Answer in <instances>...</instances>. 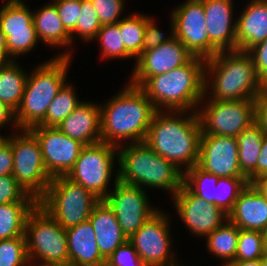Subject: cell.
I'll return each instance as SVG.
<instances>
[{
	"label": "cell",
	"mask_w": 267,
	"mask_h": 266,
	"mask_svg": "<svg viewBox=\"0 0 267 266\" xmlns=\"http://www.w3.org/2000/svg\"><path fill=\"white\" fill-rule=\"evenodd\" d=\"M186 112L156 111L144 141L183 173L198 163L202 135L197 112Z\"/></svg>",
	"instance_id": "obj_1"
},
{
	"label": "cell",
	"mask_w": 267,
	"mask_h": 266,
	"mask_svg": "<svg viewBox=\"0 0 267 266\" xmlns=\"http://www.w3.org/2000/svg\"><path fill=\"white\" fill-rule=\"evenodd\" d=\"M118 93L100 107L101 141L116 147L123 140L144 142L156 109L139 86L129 83Z\"/></svg>",
	"instance_id": "obj_2"
},
{
	"label": "cell",
	"mask_w": 267,
	"mask_h": 266,
	"mask_svg": "<svg viewBox=\"0 0 267 266\" xmlns=\"http://www.w3.org/2000/svg\"><path fill=\"white\" fill-rule=\"evenodd\" d=\"M205 59L194 56L168 73L148 77L139 87L156 111H196L205 95Z\"/></svg>",
	"instance_id": "obj_3"
},
{
	"label": "cell",
	"mask_w": 267,
	"mask_h": 266,
	"mask_svg": "<svg viewBox=\"0 0 267 266\" xmlns=\"http://www.w3.org/2000/svg\"><path fill=\"white\" fill-rule=\"evenodd\" d=\"M204 86L206 96L207 90L211 89V100H254L263 83L257 76L250 54L236 49L220 51L205 60Z\"/></svg>",
	"instance_id": "obj_4"
},
{
	"label": "cell",
	"mask_w": 267,
	"mask_h": 266,
	"mask_svg": "<svg viewBox=\"0 0 267 266\" xmlns=\"http://www.w3.org/2000/svg\"><path fill=\"white\" fill-rule=\"evenodd\" d=\"M117 163L118 181L125 184L161 188L173 195L183 185L184 173L145 142L119 146Z\"/></svg>",
	"instance_id": "obj_5"
},
{
	"label": "cell",
	"mask_w": 267,
	"mask_h": 266,
	"mask_svg": "<svg viewBox=\"0 0 267 266\" xmlns=\"http://www.w3.org/2000/svg\"><path fill=\"white\" fill-rule=\"evenodd\" d=\"M72 54L69 51L39 64L27 76V82L19 108L15 112L18 130L38 126L45 118L49 104L66 81Z\"/></svg>",
	"instance_id": "obj_6"
},
{
	"label": "cell",
	"mask_w": 267,
	"mask_h": 266,
	"mask_svg": "<svg viewBox=\"0 0 267 266\" xmlns=\"http://www.w3.org/2000/svg\"><path fill=\"white\" fill-rule=\"evenodd\" d=\"M100 199L66 176L52 178L38 205L64 229L89 221Z\"/></svg>",
	"instance_id": "obj_7"
},
{
	"label": "cell",
	"mask_w": 267,
	"mask_h": 266,
	"mask_svg": "<svg viewBox=\"0 0 267 266\" xmlns=\"http://www.w3.org/2000/svg\"><path fill=\"white\" fill-rule=\"evenodd\" d=\"M25 237L30 266L69 260L66 229L38 204L27 217Z\"/></svg>",
	"instance_id": "obj_8"
},
{
	"label": "cell",
	"mask_w": 267,
	"mask_h": 266,
	"mask_svg": "<svg viewBox=\"0 0 267 266\" xmlns=\"http://www.w3.org/2000/svg\"><path fill=\"white\" fill-rule=\"evenodd\" d=\"M22 131V132H21ZM14 136H3L13 151L12 175L24 190L37 201L45 194L52 178L42 157L40 144L29 130H19Z\"/></svg>",
	"instance_id": "obj_9"
},
{
	"label": "cell",
	"mask_w": 267,
	"mask_h": 266,
	"mask_svg": "<svg viewBox=\"0 0 267 266\" xmlns=\"http://www.w3.org/2000/svg\"><path fill=\"white\" fill-rule=\"evenodd\" d=\"M115 156L118 159V147L114 145L102 141L85 145L66 177L104 200L111 191L108 185Z\"/></svg>",
	"instance_id": "obj_10"
},
{
	"label": "cell",
	"mask_w": 267,
	"mask_h": 266,
	"mask_svg": "<svg viewBox=\"0 0 267 266\" xmlns=\"http://www.w3.org/2000/svg\"><path fill=\"white\" fill-rule=\"evenodd\" d=\"M206 104L197 109L202 135L237 137L255 123L254 100L209 99Z\"/></svg>",
	"instance_id": "obj_11"
},
{
	"label": "cell",
	"mask_w": 267,
	"mask_h": 266,
	"mask_svg": "<svg viewBox=\"0 0 267 266\" xmlns=\"http://www.w3.org/2000/svg\"><path fill=\"white\" fill-rule=\"evenodd\" d=\"M114 176V189L104 200L112 208L118 224L129 239L159 209L150 205L145 189L118 181V173Z\"/></svg>",
	"instance_id": "obj_12"
},
{
	"label": "cell",
	"mask_w": 267,
	"mask_h": 266,
	"mask_svg": "<svg viewBox=\"0 0 267 266\" xmlns=\"http://www.w3.org/2000/svg\"><path fill=\"white\" fill-rule=\"evenodd\" d=\"M168 219L167 213L159 210L128 239L148 266H179L171 247Z\"/></svg>",
	"instance_id": "obj_13"
},
{
	"label": "cell",
	"mask_w": 267,
	"mask_h": 266,
	"mask_svg": "<svg viewBox=\"0 0 267 266\" xmlns=\"http://www.w3.org/2000/svg\"><path fill=\"white\" fill-rule=\"evenodd\" d=\"M29 131L40 144L43 162L51 178L66 176L73 168L83 147L56 127L35 126Z\"/></svg>",
	"instance_id": "obj_14"
},
{
	"label": "cell",
	"mask_w": 267,
	"mask_h": 266,
	"mask_svg": "<svg viewBox=\"0 0 267 266\" xmlns=\"http://www.w3.org/2000/svg\"><path fill=\"white\" fill-rule=\"evenodd\" d=\"M174 36L196 57L210 58L203 0H187L171 12Z\"/></svg>",
	"instance_id": "obj_15"
},
{
	"label": "cell",
	"mask_w": 267,
	"mask_h": 266,
	"mask_svg": "<svg viewBox=\"0 0 267 266\" xmlns=\"http://www.w3.org/2000/svg\"><path fill=\"white\" fill-rule=\"evenodd\" d=\"M172 199L182 223L196 236L206 237L228 220L224 211L193 194L184 184Z\"/></svg>",
	"instance_id": "obj_16"
},
{
	"label": "cell",
	"mask_w": 267,
	"mask_h": 266,
	"mask_svg": "<svg viewBox=\"0 0 267 266\" xmlns=\"http://www.w3.org/2000/svg\"><path fill=\"white\" fill-rule=\"evenodd\" d=\"M194 55L177 38L144 51L136 58L130 84L140 86L148 77L168 73L187 64Z\"/></svg>",
	"instance_id": "obj_17"
},
{
	"label": "cell",
	"mask_w": 267,
	"mask_h": 266,
	"mask_svg": "<svg viewBox=\"0 0 267 266\" xmlns=\"http://www.w3.org/2000/svg\"><path fill=\"white\" fill-rule=\"evenodd\" d=\"M197 165L219 178H246L240 170L236 137L201 135Z\"/></svg>",
	"instance_id": "obj_18"
},
{
	"label": "cell",
	"mask_w": 267,
	"mask_h": 266,
	"mask_svg": "<svg viewBox=\"0 0 267 266\" xmlns=\"http://www.w3.org/2000/svg\"><path fill=\"white\" fill-rule=\"evenodd\" d=\"M232 1L203 0L205 23L210 40V58L220 51L237 49L236 21L232 20L234 19Z\"/></svg>",
	"instance_id": "obj_19"
},
{
	"label": "cell",
	"mask_w": 267,
	"mask_h": 266,
	"mask_svg": "<svg viewBox=\"0 0 267 266\" xmlns=\"http://www.w3.org/2000/svg\"><path fill=\"white\" fill-rule=\"evenodd\" d=\"M101 105L82 102L56 128L84 145L101 142Z\"/></svg>",
	"instance_id": "obj_20"
},
{
	"label": "cell",
	"mask_w": 267,
	"mask_h": 266,
	"mask_svg": "<svg viewBox=\"0 0 267 266\" xmlns=\"http://www.w3.org/2000/svg\"><path fill=\"white\" fill-rule=\"evenodd\" d=\"M228 220L239 229L262 232L267 225V200L248 183L235 201Z\"/></svg>",
	"instance_id": "obj_21"
},
{
	"label": "cell",
	"mask_w": 267,
	"mask_h": 266,
	"mask_svg": "<svg viewBox=\"0 0 267 266\" xmlns=\"http://www.w3.org/2000/svg\"><path fill=\"white\" fill-rule=\"evenodd\" d=\"M236 20L237 49L247 51L267 39V0H251Z\"/></svg>",
	"instance_id": "obj_22"
},
{
	"label": "cell",
	"mask_w": 267,
	"mask_h": 266,
	"mask_svg": "<svg viewBox=\"0 0 267 266\" xmlns=\"http://www.w3.org/2000/svg\"><path fill=\"white\" fill-rule=\"evenodd\" d=\"M89 221L95 231L99 251L106 260L128 240L118 224L112 208L105 200H100L95 205Z\"/></svg>",
	"instance_id": "obj_23"
},
{
	"label": "cell",
	"mask_w": 267,
	"mask_h": 266,
	"mask_svg": "<svg viewBox=\"0 0 267 266\" xmlns=\"http://www.w3.org/2000/svg\"><path fill=\"white\" fill-rule=\"evenodd\" d=\"M69 260L84 266H105L106 259L101 255L90 221L66 229Z\"/></svg>",
	"instance_id": "obj_24"
},
{
	"label": "cell",
	"mask_w": 267,
	"mask_h": 266,
	"mask_svg": "<svg viewBox=\"0 0 267 266\" xmlns=\"http://www.w3.org/2000/svg\"><path fill=\"white\" fill-rule=\"evenodd\" d=\"M33 22L39 41L51 47H69L73 42L64 28L56 6L51 2L33 12Z\"/></svg>",
	"instance_id": "obj_25"
},
{
	"label": "cell",
	"mask_w": 267,
	"mask_h": 266,
	"mask_svg": "<svg viewBox=\"0 0 267 266\" xmlns=\"http://www.w3.org/2000/svg\"><path fill=\"white\" fill-rule=\"evenodd\" d=\"M264 134L260 127L253 123L237 137L238 159L242 174L251 183L257 178V161L261 152Z\"/></svg>",
	"instance_id": "obj_26"
},
{
	"label": "cell",
	"mask_w": 267,
	"mask_h": 266,
	"mask_svg": "<svg viewBox=\"0 0 267 266\" xmlns=\"http://www.w3.org/2000/svg\"><path fill=\"white\" fill-rule=\"evenodd\" d=\"M17 61H4L0 65V101L14 112L19 108L27 76Z\"/></svg>",
	"instance_id": "obj_27"
},
{
	"label": "cell",
	"mask_w": 267,
	"mask_h": 266,
	"mask_svg": "<svg viewBox=\"0 0 267 266\" xmlns=\"http://www.w3.org/2000/svg\"><path fill=\"white\" fill-rule=\"evenodd\" d=\"M240 229L229 220H226L219 228L208 236L207 248L214 256L224 261L223 266L235 260Z\"/></svg>",
	"instance_id": "obj_28"
},
{
	"label": "cell",
	"mask_w": 267,
	"mask_h": 266,
	"mask_svg": "<svg viewBox=\"0 0 267 266\" xmlns=\"http://www.w3.org/2000/svg\"><path fill=\"white\" fill-rule=\"evenodd\" d=\"M38 203H7L0 205V240L25 236L29 213Z\"/></svg>",
	"instance_id": "obj_29"
},
{
	"label": "cell",
	"mask_w": 267,
	"mask_h": 266,
	"mask_svg": "<svg viewBox=\"0 0 267 266\" xmlns=\"http://www.w3.org/2000/svg\"><path fill=\"white\" fill-rule=\"evenodd\" d=\"M72 84H64L49 104L45 118L38 126L57 127L67 118L81 103Z\"/></svg>",
	"instance_id": "obj_30"
},
{
	"label": "cell",
	"mask_w": 267,
	"mask_h": 266,
	"mask_svg": "<svg viewBox=\"0 0 267 266\" xmlns=\"http://www.w3.org/2000/svg\"><path fill=\"white\" fill-rule=\"evenodd\" d=\"M1 30L35 29L33 12L22 0H8L0 8Z\"/></svg>",
	"instance_id": "obj_31"
},
{
	"label": "cell",
	"mask_w": 267,
	"mask_h": 266,
	"mask_svg": "<svg viewBox=\"0 0 267 266\" xmlns=\"http://www.w3.org/2000/svg\"><path fill=\"white\" fill-rule=\"evenodd\" d=\"M219 177L201 169L197 164L184 172L183 184L196 196L215 205V189Z\"/></svg>",
	"instance_id": "obj_32"
},
{
	"label": "cell",
	"mask_w": 267,
	"mask_h": 266,
	"mask_svg": "<svg viewBox=\"0 0 267 266\" xmlns=\"http://www.w3.org/2000/svg\"><path fill=\"white\" fill-rule=\"evenodd\" d=\"M146 24V16L134 13L125 16L118 22L125 49L137 58L142 53V41Z\"/></svg>",
	"instance_id": "obj_33"
},
{
	"label": "cell",
	"mask_w": 267,
	"mask_h": 266,
	"mask_svg": "<svg viewBox=\"0 0 267 266\" xmlns=\"http://www.w3.org/2000/svg\"><path fill=\"white\" fill-rule=\"evenodd\" d=\"M95 39L101 44V57L106 59L133 58V56L125 49L118 23L102 25Z\"/></svg>",
	"instance_id": "obj_34"
},
{
	"label": "cell",
	"mask_w": 267,
	"mask_h": 266,
	"mask_svg": "<svg viewBox=\"0 0 267 266\" xmlns=\"http://www.w3.org/2000/svg\"><path fill=\"white\" fill-rule=\"evenodd\" d=\"M247 184V178H219L215 189V206L228 215L233 209L240 192Z\"/></svg>",
	"instance_id": "obj_35"
},
{
	"label": "cell",
	"mask_w": 267,
	"mask_h": 266,
	"mask_svg": "<svg viewBox=\"0 0 267 266\" xmlns=\"http://www.w3.org/2000/svg\"><path fill=\"white\" fill-rule=\"evenodd\" d=\"M6 36L8 61L19 55L27 54L36 47L39 41L36 29L1 30ZM11 57V58H10ZM14 57V58H13Z\"/></svg>",
	"instance_id": "obj_36"
},
{
	"label": "cell",
	"mask_w": 267,
	"mask_h": 266,
	"mask_svg": "<svg viewBox=\"0 0 267 266\" xmlns=\"http://www.w3.org/2000/svg\"><path fill=\"white\" fill-rule=\"evenodd\" d=\"M76 24L75 30L70 34L71 41H74V34L86 42L95 39L98 31L101 29L99 17L91 0H81V13Z\"/></svg>",
	"instance_id": "obj_37"
},
{
	"label": "cell",
	"mask_w": 267,
	"mask_h": 266,
	"mask_svg": "<svg viewBox=\"0 0 267 266\" xmlns=\"http://www.w3.org/2000/svg\"><path fill=\"white\" fill-rule=\"evenodd\" d=\"M264 255L263 233L240 229L235 260H256Z\"/></svg>",
	"instance_id": "obj_38"
},
{
	"label": "cell",
	"mask_w": 267,
	"mask_h": 266,
	"mask_svg": "<svg viewBox=\"0 0 267 266\" xmlns=\"http://www.w3.org/2000/svg\"><path fill=\"white\" fill-rule=\"evenodd\" d=\"M0 266H30L25 236L0 240Z\"/></svg>",
	"instance_id": "obj_39"
},
{
	"label": "cell",
	"mask_w": 267,
	"mask_h": 266,
	"mask_svg": "<svg viewBox=\"0 0 267 266\" xmlns=\"http://www.w3.org/2000/svg\"><path fill=\"white\" fill-rule=\"evenodd\" d=\"M7 203H38L16 181L13 175L0 176V205Z\"/></svg>",
	"instance_id": "obj_40"
},
{
	"label": "cell",
	"mask_w": 267,
	"mask_h": 266,
	"mask_svg": "<svg viewBox=\"0 0 267 266\" xmlns=\"http://www.w3.org/2000/svg\"><path fill=\"white\" fill-rule=\"evenodd\" d=\"M53 4L57 8L64 28L71 34L81 15V0H54Z\"/></svg>",
	"instance_id": "obj_41"
},
{
	"label": "cell",
	"mask_w": 267,
	"mask_h": 266,
	"mask_svg": "<svg viewBox=\"0 0 267 266\" xmlns=\"http://www.w3.org/2000/svg\"><path fill=\"white\" fill-rule=\"evenodd\" d=\"M105 266H148L137 254L132 243L127 240L106 260Z\"/></svg>",
	"instance_id": "obj_42"
},
{
	"label": "cell",
	"mask_w": 267,
	"mask_h": 266,
	"mask_svg": "<svg viewBox=\"0 0 267 266\" xmlns=\"http://www.w3.org/2000/svg\"><path fill=\"white\" fill-rule=\"evenodd\" d=\"M125 0H91L101 25L118 23L121 19Z\"/></svg>",
	"instance_id": "obj_43"
},
{
	"label": "cell",
	"mask_w": 267,
	"mask_h": 266,
	"mask_svg": "<svg viewBox=\"0 0 267 266\" xmlns=\"http://www.w3.org/2000/svg\"><path fill=\"white\" fill-rule=\"evenodd\" d=\"M171 35L168 38L164 37L162 31H160L155 24L153 18L146 16V24L144 30V36L142 41V53L144 51L156 48L164 42L172 40L174 36V23L171 19Z\"/></svg>",
	"instance_id": "obj_44"
},
{
	"label": "cell",
	"mask_w": 267,
	"mask_h": 266,
	"mask_svg": "<svg viewBox=\"0 0 267 266\" xmlns=\"http://www.w3.org/2000/svg\"><path fill=\"white\" fill-rule=\"evenodd\" d=\"M247 52L252 58L259 80L267 84V39L253 45Z\"/></svg>",
	"instance_id": "obj_45"
},
{
	"label": "cell",
	"mask_w": 267,
	"mask_h": 266,
	"mask_svg": "<svg viewBox=\"0 0 267 266\" xmlns=\"http://www.w3.org/2000/svg\"><path fill=\"white\" fill-rule=\"evenodd\" d=\"M254 117L255 123L267 136V84H263L261 91L254 99Z\"/></svg>",
	"instance_id": "obj_46"
},
{
	"label": "cell",
	"mask_w": 267,
	"mask_h": 266,
	"mask_svg": "<svg viewBox=\"0 0 267 266\" xmlns=\"http://www.w3.org/2000/svg\"><path fill=\"white\" fill-rule=\"evenodd\" d=\"M13 162L11 144L2 136L0 137V176L12 175Z\"/></svg>",
	"instance_id": "obj_47"
},
{
	"label": "cell",
	"mask_w": 267,
	"mask_h": 266,
	"mask_svg": "<svg viewBox=\"0 0 267 266\" xmlns=\"http://www.w3.org/2000/svg\"><path fill=\"white\" fill-rule=\"evenodd\" d=\"M10 122H13L12 125L15 126L14 128L18 131L15 122V112L0 101V129ZM0 136L2 137L1 134Z\"/></svg>",
	"instance_id": "obj_48"
},
{
	"label": "cell",
	"mask_w": 267,
	"mask_h": 266,
	"mask_svg": "<svg viewBox=\"0 0 267 266\" xmlns=\"http://www.w3.org/2000/svg\"><path fill=\"white\" fill-rule=\"evenodd\" d=\"M267 174V136L262 140L261 152L257 161V177Z\"/></svg>",
	"instance_id": "obj_49"
},
{
	"label": "cell",
	"mask_w": 267,
	"mask_h": 266,
	"mask_svg": "<svg viewBox=\"0 0 267 266\" xmlns=\"http://www.w3.org/2000/svg\"><path fill=\"white\" fill-rule=\"evenodd\" d=\"M251 184L267 200V174L257 177Z\"/></svg>",
	"instance_id": "obj_50"
},
{
	"label": "cell",
	"mask_w": 267,
	"mask_h": 266,
	"mask_svg": "<svg viewBox=\"0 0 267 266\" xmlns=\"http://www.w3.org/2000/svg\"><path fill=\"white\" fill-rule=\"evenodd\" d=\"M0 57L4 61H8V49L6 36L3 34L0 28Z\"/></svg>",
	"instance_id": "obj_51"
},
{
	"label": "cell",
	"mask_w": 267,
	"mask_h": 266,
	"mask_svg": "<svg viewBox=\"0 0 267 266\" xmlns=\"http://www.w3.org/2000/svg\"><path fill=\"white\" fill-rule=\"evenodd\" d=\"M226 266H262L261 259L244 261V260H233L228 263Z\"/></svg>",
	"instance_id": "obj_52"
},
{
	"label": "cell",
	"mask_w": 267,
	"mask_h": 266,
	"mask_svg": "<svg viewBox=\"0 0 267 266\" xmlns=\"http://www.w3.org/2000/svg\"><path fill=\"white\" fill-rule=\"evenodd\" d=\"M47 266H84V265H81L75 261H72V260H67V261H64V262H59V263H52V264H49Z\"/></svg>",
	"instance_id": "obj_53"
},
{
	"label": "cell",
	"mask_w": 267,
	"mask_h": 266,
	"mask_svg": "<svg viewBox=\"0 0 267 266\" xmlns=\"http://www.w3.org/2000/svg\"><path fill=\"white\" fill-rule=\"evenodd\" d=\"M263 233V242H264V254L267 255V225L262 231Z\"/></svg>",
	"instance_id": "obj_54"
},
{
	"label": "cell",
	"mask_w": 267,
	"mask_h": 266,
	"mask_svg": "<svg viewBox=\"0 0 267 266\" xmlns=\"http://www.w3.org/2000/svg\"><path fill=\"white\" fill-rule=\"evenodd\" d=\"M261 265L267 266V255H265V254L261 258Z\"/></svg>",
	"instance_id": "obj_55"
},
{
	"label": "cell",
	"mask_w": 267,
	"mask_h": 266,
	"mask_svg": "<svg viewBox=\"0 0 267 266\" xmlns=\"http://www.w3.org/2000/svg\"><path fill=\"white\" fill-rule=\"evenodd\" d=\"M4 62V60L0 57V65Z\"/></svg>",
	"instance_id": "obj_56"
}]
</instances>
